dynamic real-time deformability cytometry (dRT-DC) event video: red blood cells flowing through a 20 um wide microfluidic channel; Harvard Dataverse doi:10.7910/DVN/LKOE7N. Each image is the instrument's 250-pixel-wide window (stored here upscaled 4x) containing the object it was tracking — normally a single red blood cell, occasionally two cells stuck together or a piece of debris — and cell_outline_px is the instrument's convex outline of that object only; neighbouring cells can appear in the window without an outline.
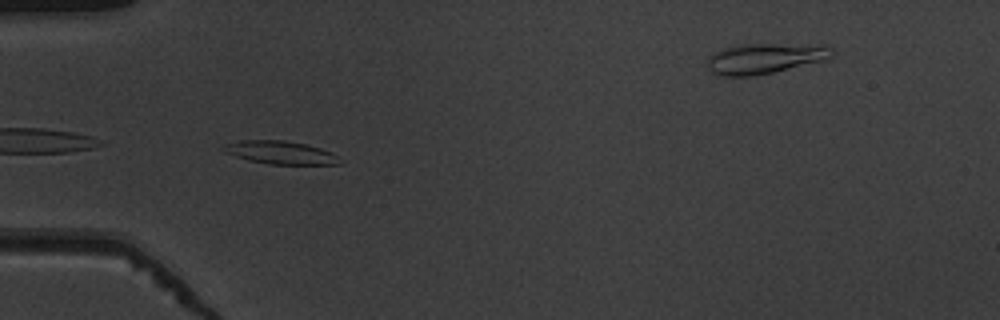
{"species": "common noctule bat (a hibernating species)", "species_latin": "Nyctalus noctula", "temperature_condition": "warm", "stored_images_in_passage": 38, "segment_of_instrument_passage": [1, 2], "camera_frame_rate_fps": 3000, "um_per_image_px": 0.085, "animal": {"sex": "male", "body_mass_g": 19.5, "forearm_length_mm": 54.6}, "frame": {"image": 1, "passage_image": 2, "time_ms": 0.333, "image_size_px": [1000, 320], "cell_outline_px": [[344, 160], [340, 164], [268, 164], [248, 160], [224, 152], [220, 148], [224, 144], [240, 140], [284, 140], [304, 144], [320, 148], [332, 152], [340, 156]], "centroid_in_image_um": [23.85, 12.97], "position_along_channel_um": 61.1, "area_um2": 15.78}}
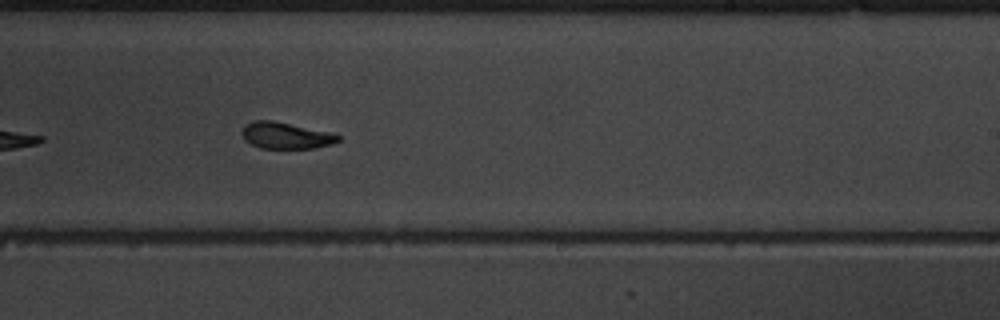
{"frame": {"image": 2, "passage_image": 18, "time_ms": 5.667, "image_size_px": [1000, 320], "cell_outline_px": [[340, 140], [332, 144], [316, 148], [260, 148], [244, 140], [244, 124], [252, 120], [272, 120], [332, 132], [340, 136]], "centroid_in_image_um": [24.33, 11.51], "position_along_channel_um": 264.7, "area_um2": 14.85}}
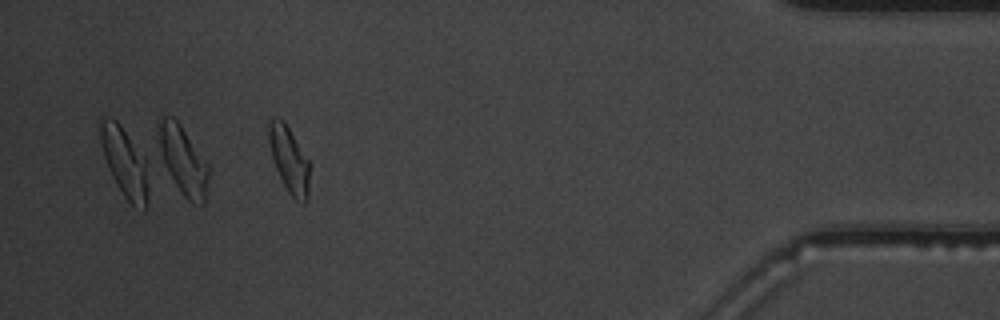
{"frame": {"image": 3, "passage_image": 33, "time_ms": 10.667, "image_size_px": [1000, 320], "cell_outline_px": [[308, 196], [304, 204], [300, 204], [288, 192], [276, 168], [272, 156], [268, 140], [268, 124], [272, 116], [276, 116], [284, 120], [308, 160]], "centroid_in_image_um": [24.55, 13.53], "position_along_channel_um": 410.7, "area_um2": 15.49}}